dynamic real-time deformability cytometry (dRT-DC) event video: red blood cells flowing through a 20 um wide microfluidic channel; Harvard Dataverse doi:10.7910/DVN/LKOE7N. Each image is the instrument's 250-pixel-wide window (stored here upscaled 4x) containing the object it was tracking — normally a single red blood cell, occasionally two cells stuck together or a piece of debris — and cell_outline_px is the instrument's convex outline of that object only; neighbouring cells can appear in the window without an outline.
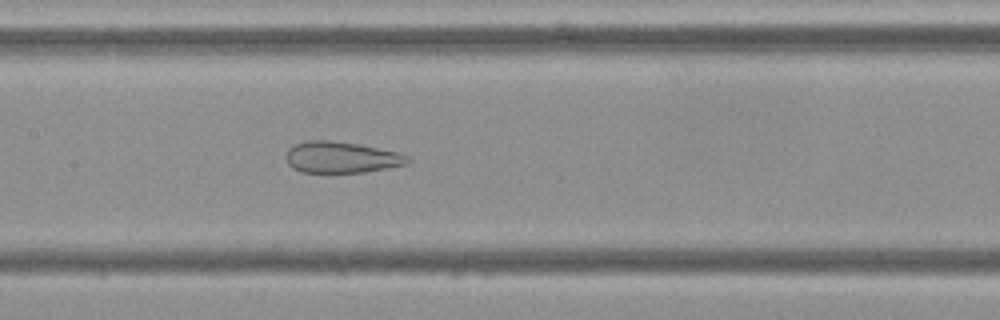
{"species": "Egyptian fruit bat (a non-hibernating species)", "species_latin": "Rousettus aegyptiacus", "temperature_condition": "cold", "stored_images_in_passage": 53, "camera_frame_rate_fps": 3000, "um_per_image_px": 0.085, "frame": {"image": 1, "passage_image": 25, "time_ms": 8.0, "image_size_px": [1000, 320], "cell_outline_px": [[412, 160], [408, 164], [364, 172], [300, 172], [292, 168], [288, 164], [288, 148], [296, 144], [308, 140], [328, 140], [356, 144], [400, 152], [408, 156]], "centroid_in_image_um": [29.05, 13.37], "position_along_channel_um": 178.3, "area_um2": 22.02}}
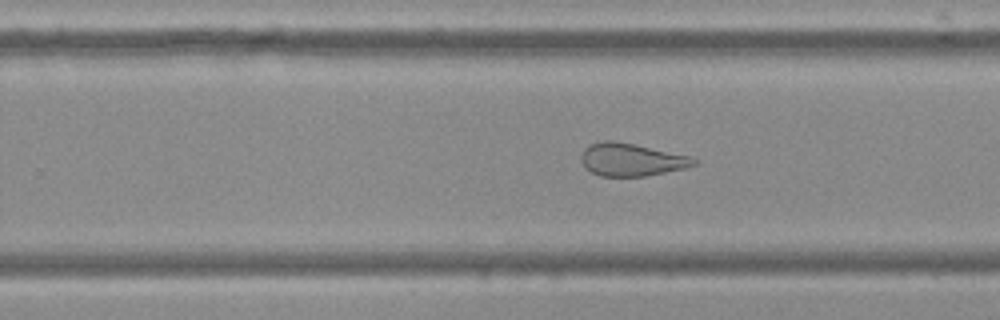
{"frame": {"image": 2, "passage_image": 33, "time_ms": 10.667, "image_size_px": [1000, 320], "cell_outline_px": [[700, 160], [696, 164], [684, 168], [644, 176], [600, 176], [584, 168], [580, 160], [580, 156], [584, 148], [588, 144], [604, 140], [612, 140], [692, 156]], "centroid_in_image_um": [53.63, 13.56], "position_along_channel_um": 276.2, "area_um2": 21.56}}
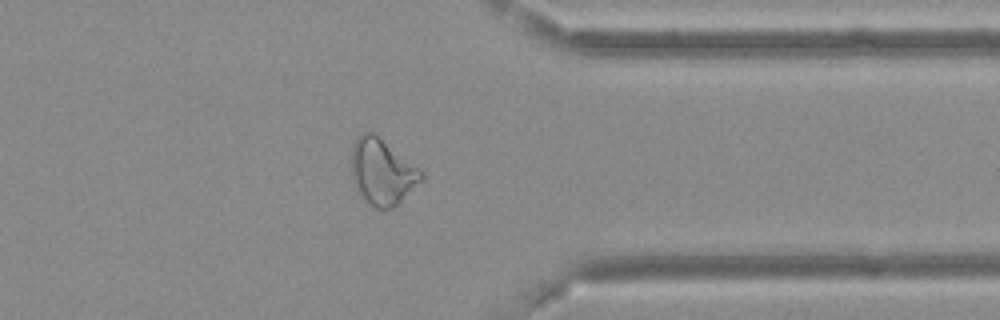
{"frame": {"image": 3, "passage_image": 42, "time_ms": 13.667, "image_size_px": [1000, 320], "cell_outline_px": [[424, 176], [392, 208], [376, 208], [368, 204], [356, 188], [352, 180], [352, 148], [356, 140], [364, 132], [376, 132], [424, 172]], "centroid_in_image_um": [32.47, 14.56], "position_along_channel_um": 378.9, "area_um2": 26.47}, "authors_computed_cell_mechanics": {"area_um2": 28.322, "velocity_mm_per_s": 3.6729, "shape_relaxation_time_tau1_ms": null, "shape_relaxation_time_tau2_ms": 1.4332, "deformation_change_tau1": null, "deformation_change_tau2": 0.1051}}